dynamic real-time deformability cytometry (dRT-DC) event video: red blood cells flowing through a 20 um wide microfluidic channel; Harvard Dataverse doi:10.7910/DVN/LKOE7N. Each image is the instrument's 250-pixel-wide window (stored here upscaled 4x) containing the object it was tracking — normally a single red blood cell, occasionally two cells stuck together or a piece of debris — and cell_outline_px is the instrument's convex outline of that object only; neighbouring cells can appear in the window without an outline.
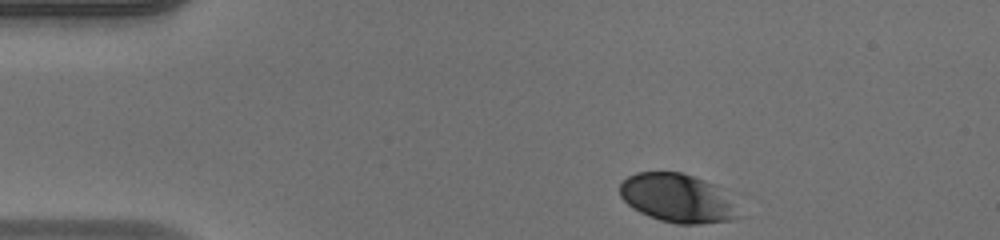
{"species": "human", "species_latin": "Homo sapiens", "temperature_condition": "warm", "stored_images_in_passage": 37, "camera_frame_rate_fps": 3000, "um_per_image_px": 0.085, "donor": {"sex": "male"}, "frame": {"image": 1, "passage_image": 1, "time_ms": 0.0, "image_size_px": [1000, 240], "cell_outline_px": [[744, 216], [732, 220], [700, 224], [676, 224], [660, 220], [648, 216], [632, 208], [620, 196], [620, 184], [628, 176], [636, 172], [680, 172], [740, 192]], "centroid_in_image_um": [57.85, 16.85], "position_along_channel_um": 27.1, "area_um2": 35.72}}
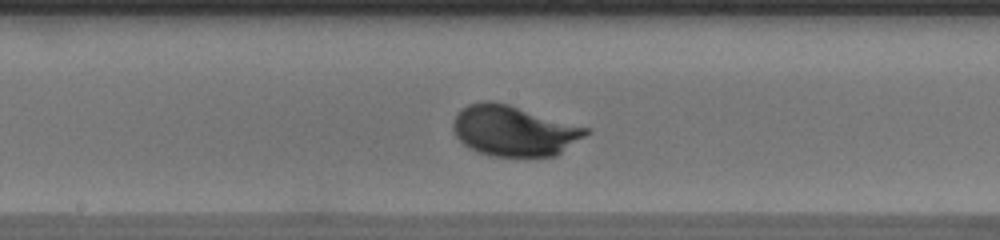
{"frame": {"image": 2, "passage_image": 19, "time_ms": 6.0, "image_size_px": [1000, 240], "cell_outline_px": [[592, 132], [556, 156], [492, 156], [480, 152], [464, 144], [456, 136], [452, 128], [452, 124], [456, 112], [460, 108], [468, 104], [480, 100], [492, 100], [508, 104], [588, 128]], "centroid_in_image_um": [43.66, 11.1], "position_along_channel_um": 204.5, "area_um2": 39.13}}
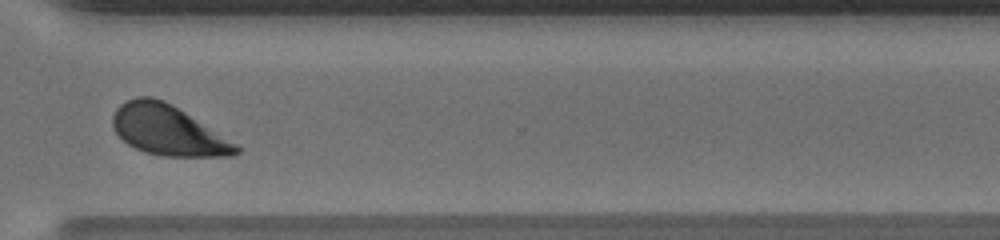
{"frame": {"image": 3, "passage_image": 30, "time_ms": 9.667, "image_size_px": [1000, 240], "cell_outline_px": [[240, 152], [232, 156], [164, 156], [144, 152], [128, 144], [112, 128], [112, 116], [116, 108], [120, 104], [136, 96], [152, 96], [164, 100], [172, 104], [236, 144], [240, 148]], "centroid_in_image_um": [14.23, 11.06], "position_along_channel_um": 356.4, "area_um2": 35.72}, "authors_computed_cell_mechanics": {"area_um2": 37.6856, "velocity_mm_per_s": 4.1205, "shape_relaxation_time_tau1_ms": 2.2506, "shape_relaxation_time_tau2_ms": null, "deformation_change_tau1": 0.147, "deformation_change_tau2": null}}